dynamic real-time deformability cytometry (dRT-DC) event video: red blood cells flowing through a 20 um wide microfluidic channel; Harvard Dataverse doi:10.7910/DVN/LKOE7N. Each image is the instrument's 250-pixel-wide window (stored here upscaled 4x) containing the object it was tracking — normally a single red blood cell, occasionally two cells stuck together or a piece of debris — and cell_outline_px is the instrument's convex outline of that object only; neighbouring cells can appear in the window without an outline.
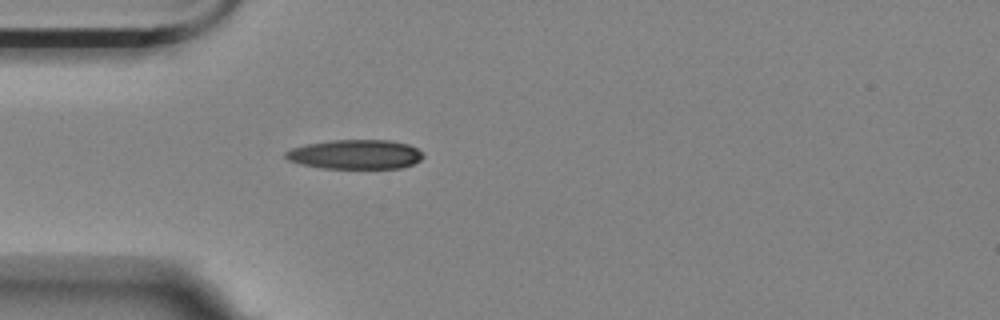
{"species": "Egyptian fruit bat (a non-hibernating species)", "species_latin": "Rousettus aegyptiacus", "temperature_condition": "room temperature", "stored_images_in_passage": 1, "camera_frame_rate_fps": 3000, "um_per_image_px": 0.085, "animal": {"sex": "female"}, "frame": {"image": 1, "passage_image": 1, "time_ms": 0.0, "image_size_px": [1000, 320], "cell_outline_px": [[424, 156], [420, 160], [412, 164], [400, 168], [320, 168], [300, 164], [288, 160], [284, 156], [284, 152], [292, 148], [308, 144], [332, 140], [392, 140], [408, 144], [424, 152]], "centroid_in_image_um": [30.21, 13.12], "position_along_channel_um": 54.8, "area_um2": 23.64}}